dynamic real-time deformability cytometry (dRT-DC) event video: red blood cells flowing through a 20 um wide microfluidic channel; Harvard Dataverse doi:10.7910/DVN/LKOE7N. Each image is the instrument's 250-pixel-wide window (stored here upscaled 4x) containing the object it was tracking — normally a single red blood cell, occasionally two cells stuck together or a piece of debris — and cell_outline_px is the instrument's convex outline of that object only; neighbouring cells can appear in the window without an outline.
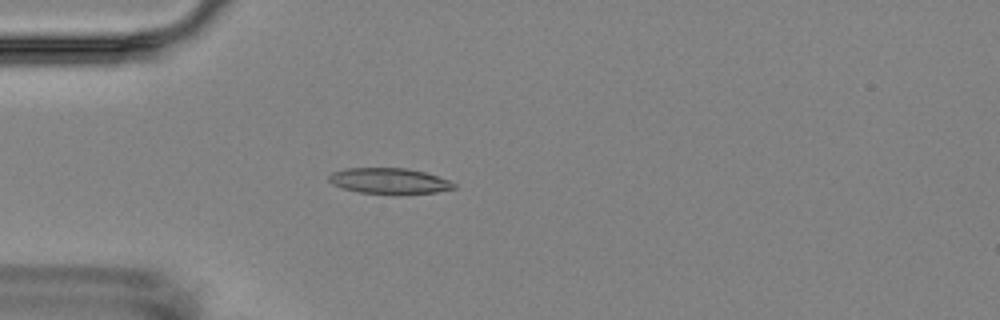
{"species": "Egyptian fruit bat (a non-hibernating species)", "species_latin": "Rousettus aegyptiacus", "temperature_condition": "room temperature", "stored_images_in_passage": 5, "camera_frame_rate_fps": 3000, "um_per_image_px": 0.085, "animal": {"sex": "female"}, "frame": {"image": 1, "passage_image": 5, "time_ms": 4.667, "image_size_px": [1000, 320], "cell_outline_px": [[456, 188], [436, 192], [360, 192], [344, 188], [332, 184], [328, 180], [328, 176], [332, 172], [344, 168], [408, 168], [424, 172], [448, 180], [456, 184]], "centroid_in_image_um": [33.05, 15.34], "position_along_channel_um": 52.0, "area_um2": 18.09}}